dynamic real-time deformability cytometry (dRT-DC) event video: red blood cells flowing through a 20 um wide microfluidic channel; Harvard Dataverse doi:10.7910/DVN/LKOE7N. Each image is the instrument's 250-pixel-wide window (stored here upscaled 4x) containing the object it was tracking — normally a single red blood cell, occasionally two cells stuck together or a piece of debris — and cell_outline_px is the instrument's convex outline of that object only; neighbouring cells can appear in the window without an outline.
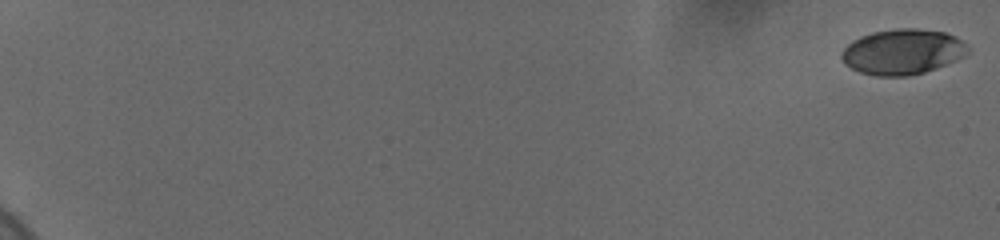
{"species": "human", "species_latin": "Homo sapiens", "temperature_condition": "cold", "stored_images_in_passage": 60, "camera_frame_rate_fps": 3000, "um_per_image_px": 0.085, "donor": {"sex": "female"}, "frame": {"image": 1, "passage_image": 1, "time_ms": 0.0, "image_size_px": [1000, 240], "cell_outline_px": [[968, 52], [964, 56], [956, 60], [936, 68], [924, 72], [908, 76], [876, 76], [860, 72], [844, 64], [840, 56], [840, 52], [852, 40], [860, 36], [872, 32], [896, 28], [916, 28], [944, 32], [956, 36], [968, 48]], "centroid_in_image_um": [76.68, 4.4], "position_along_channel_um": 8.3, "area_um2": 33.47}}
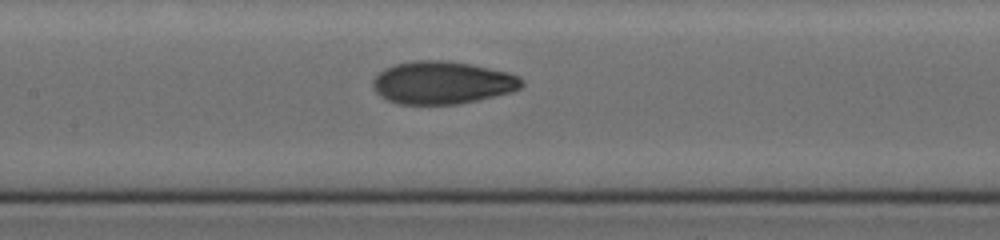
{"frame": {"image": 2, "passage_image": 33, "time_ms": 10.667, "image_size_px": [1000, 240], "cell_outline_px": [[524, 84], [520, 88], [512, 92], [460, 104], [400, 104], [388, 100], [380, 96], [376, 92], [372, 84], [372, 80], [384, 68], [396, 64], [416, 60], [448, 60], [508, 72], [520, 76], [524, 80]], "centroid_in_image_um": [37.61, 7.03], "position_along_channel_um": 169.8, "area_um2": 37.11}}
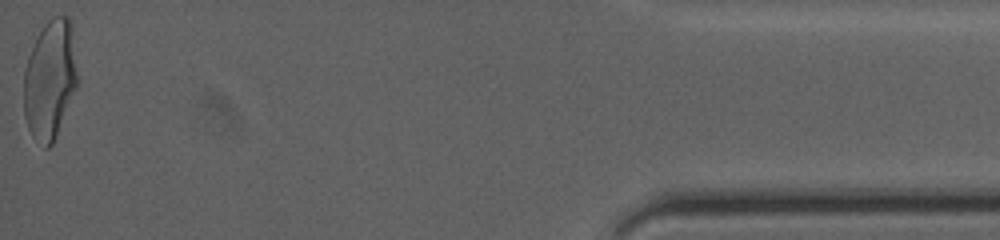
{"frame": {"image": 3, "passage_image": 60, "time_ms": 19.667, "image_size_px": [1000, 240], "cell_outline_px": [[76, 88], [52, 144], [48, 148], [44, 148], [32, 136], [28, 128], [24, 116], [24, 72], [28, 56], [36, 36], [44, 24], [52, 16], [68, 16], [72, 24], [76, 72]], "centroid_in_image_um": [4.22, 6.74], "position_along_channel_um": 431.0, "area_um2": 37.05}, "authors_computed_cell_mechanics": {"area_um2": 35.6915, "velocity_mm_per_s": 3.6706, "shape_relaxation_time_tau1_ms": 4.2036, "shape_relaxation_time_tau2_ms": 1.338, "deformation_change_tau1": 0.1807, "deformation_change_tau2": 0.0533}}